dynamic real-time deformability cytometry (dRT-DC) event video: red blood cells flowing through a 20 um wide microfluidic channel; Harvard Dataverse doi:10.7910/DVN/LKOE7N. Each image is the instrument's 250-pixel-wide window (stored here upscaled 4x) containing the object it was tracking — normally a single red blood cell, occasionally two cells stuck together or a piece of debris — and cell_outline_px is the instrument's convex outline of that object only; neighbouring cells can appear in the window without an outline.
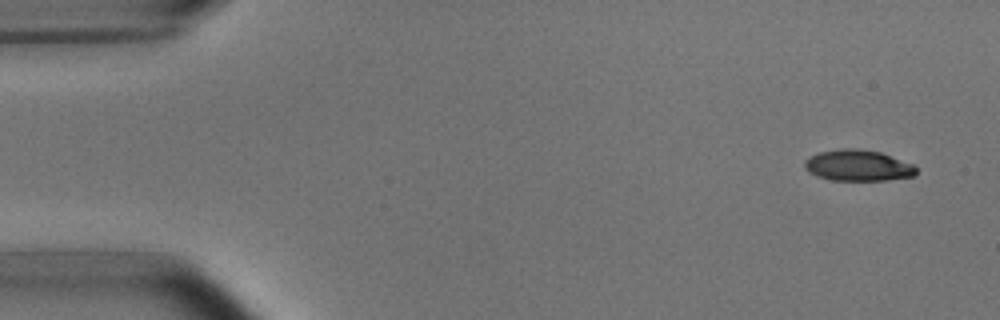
{"species": "common noctule bat (a hibernating species)", "species_latin": "Nyctalus noctula", "temperature_condition": "room temperature", "stored_images_in_passage": 7, "camera_frame_rate_fps": 3000, "um_per_image_px": 0.085, "animal": {"sex": "male", "body_mass_g": 15.6}, "frame": {"image": 1, "passage_image": 1, "time_ms": 0.0, "image_size_px": [1000, 320], "cell_outline_px": [[916, 176], [888, 180], [832, 180], [816, 176], [808, 172], [804, 168], [804, 160], [808, 156], [820, 152], [840, 148], [856, 148], [880, 152], [912, 164], [916, 168]], "centroid_in_image_um": [72.89, 14.06], "position_along_channel_um": 12.1, "area_um2": 20.35}}
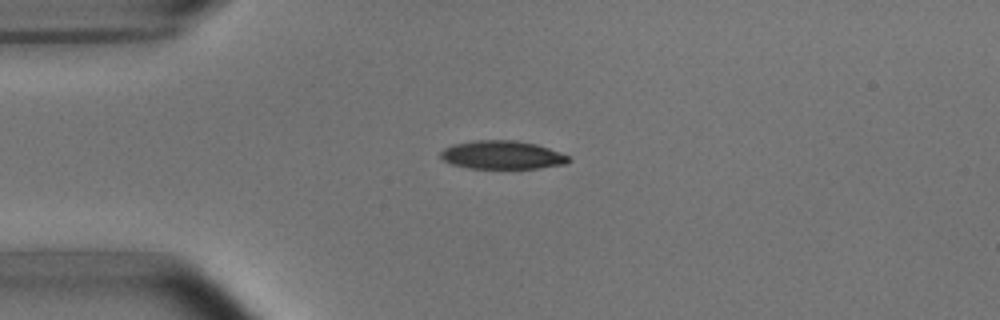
{"frame": {"image": 2, "passage_image": 4, "time_ms": 3.333, "image_size_px": [1000, 320], "cell_outline_px": [[572, 160], [568, 164], [536, 168], [468, 168], [452, 164], [444, 160], [440, 156], [440, 152], [444, 148], [452, 144], [472, 140], [516, 140], [536, 144], [548, 148], [568, 156]], "centroid_in_image_um": [42.68, 13.16], "position_along_channel_um": 42.3, "area_um2": 21.21}}
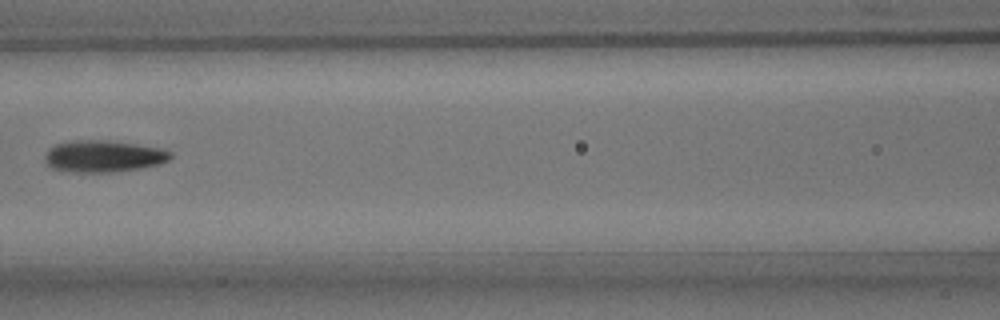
{"frame": {"image": 3, "passage_image": 7, "time_ms": 7.0, "image_size_px": [1000, 320], "cell_outline_px": [[172, 156], [168, 160], [160, 164], [140, 168], [112, 172], [72, 172], [52, 168], [44, 160], [44, 156], [48, 148], [56, 144], [72, 140], [108, 140], [136, 144], [160, 148], [172, 152]], "centroid_in_image_um": [8.78, 13.27], "position_along_channel_um": 157.8, "area_um2": 23.35}}